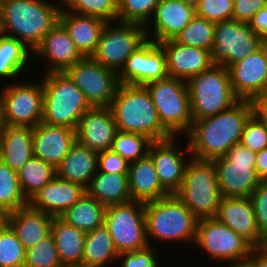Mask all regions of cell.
I'll use <instances>...</instances> for the list:
<instances>
[{"mask_svg":"<svg viewBox=\"0 0 267 267\" xmlns=\"http://www.w3.org/2000/svg\"><path fill=\"white\" fill-rule=\"evenodd\" d=\"M186 84L193 121L219 114L239 100L232 91L228 68L222 65L194 75Z\"/></svg>","mask_w":267,"mask_h":267,"instance_id":"52a82bcc","label":"cell"},{"mask_svg":"<svg viewBox=\"0 0 267 267\" xmlns=\"http://www.w3.org/2000/svg\"><path fill=\"white\" fill-rule=\"evenodd\" d=\"M253 114L250 100H238L229 109L214 116L194 120L185 135L192 158L213 160L224 156L241 142L244 125Z\"/></svg>","mask_w":267,"mask_h":267,"instance_id":"6da1fadb","label":"cell"},{"mask_svg":"<svg viewBox=\"0 0 267 267\" xmlns=\"http://www.w3.org/2000/svg\"><path fill=\"white\" fill-rule=\"evenodd\" d=\"M180 1H182L185 4L191 5L195 8L200 0H180Z\"/></svg>","mask_w":267,"mask_h":267,"instance_id":"6f0895ef","label":"cell"},{"mask_svg":"<svg viewBox=\"0 0 267 267\" xmlns=\"http://www.w3.org/2000/svg\"><path fill=\"white\" fill-rule=\"evenodd\" d=\"M253 114L267 127V91L251 100Z\"/></svg>","mask_w":267,"mask_h":267,"instance_id":"816d5d0a","label":"cell"},{"mask_svg":"<svg viewBox=\"0 0 267 267\" xmlns=\"http://www.w3.org/2000/svg\"><path fill=\"white\" fill-rule=\"evenodd\" d=\"M59 22L68 31L74 45L84 57L95 53L100 35L107 23L97 17L69 12L63 7Z\"/></svg>","mask_w":267,"mask_h":267,"instance_id":"484cf974","label":"cell"},{"mask_svg":"<svg viewBox=\"0 0 267 267\" xmlns=\"http://www.w3.org/2000/svg\"><path fill=\"white\" fill-rule=\"evenodd\" d=\"M118 255L104 224L86 233L82 267H110Z\"/></svg>","mask_w":267,"mask_h":267,"instance_id":"836d02e7","label":"cell"},{"mask_svg":"<svg viewBox=\"0 0 267 267\" xmlns=\"http://www.w3.org/2000/svg\"><path fill=\"white\" fill-rule=\"evenodd\" d=\"M264 50H265V55L267 59V40H264Z\"/></svg>","mask_w":267,"mask_h":267,"instance_id":"91938a15","label":"cell"},{"mask_svg":"<svg viewBox=\"0 0 267 267\" xmlns=\"http://www.w3.org/2000/svg\"><path fill=\"white\" fill-rule=\"evenodd\" d=\"M62 7L69 12L97 17L106 22L117 21L118 0H65Z\"/></svg>","mask_w":267,"mask_h":267,"instance_id":"f35d334b","label":"cell"},{"mask_svg":"<svg viewBox=\"0 0 267 267\" xmlns=\"http://www.w3.org/2000/svg\"><path fill=\"white\" fill-rule=\"evenodd\" d=\"M214 25L215 23L195 15L174 41L211 51L214 40Z\"/></svg>","mask_w":267,"mask_h":267,"instance_id":"74e56055","label":"cell"},{"mask_svg":"<svg viewBox=\"0 0 267 267\" xmlns=\"http://www.w3.org/2000/svg\"><path fill=\"white\" fill-rule=\"evenodd\" d=\"M264 39L250 27L249 23L236 20L216 22L214 40L210 51L214 65L228 68L260 49Z\"/></svg>","mask_w":267,"mask_h":267,"instance_id":"5bb4252c","label":"cell"},{"mask_svg":"<svg viewBox=\"0 0 267 267\" xmlns=\"http://www.w3.org/2000/svg\"><path fill=\"white\" fill-rule=\"evenodd\" d=\"M264 246L267 248V238H266V242H265V245Z\"/></svg>","mask_w":267,"mask_h":267,"instance_id":"be15d7a7","label":"cell"},{"mask_svg":"<svg viewBox=\"0 0 267 267\" xmlns=\"http://www.w3.org/2000/svg\"><path fill=\"white\" fill-rule=\"evenodd\" d=\"M118 131L141 134L151 141L172 135L162 126L145 86L120 84L110 106Z\"/></svg>","mask_w":267,"mask_h":267,"instance_id":"3957f363","label":"cell"},{"mask_svg":"<svg viewBox=\"0 0 267 267\" xmlns=\"http://www.w3.org/2000/svg\"><path fill=\"white\" fill-rule=\"evenodd\" d=\"M231 87L239 100H252L267 91V59L260 49L228 67Z\"/></svg>","mask_w":267,"mask_h":267,"instance_id":"ac0fdd59","label":"cell"},{"mask_svg":"<svg viewBox=\"0 0 267 267\" xmlns=\"http://www.w3.org/2000/svg\"><path fill=\"white\" fill-rule=\"evenodd\" d=\"M6 223V214L0 209V228Z\"/></svg>","mask_w":267,"mask_h":267,"instance_id":"680465c9","label":"cell"},{"mask_svg":"<svg viewBox=\"0 0 267 267\" xmlns=\"http://www.w3.org/2000/svg\"><path fill=\"white\" fill-rule=\"evenodd\" d=\"M145 87L158 111L162 126L172 136L183 134L185 137L193 123L186 82L168 76L150 82Z\"/></svg>","mask_w":267,"mask_h":267,"instance_id":"ba28073f","label":"cell"},{"mask_svg":"<svg viewBox=\"0 0 267 267\" xmlns=\"http://www.w3.org/2000/svg\"><path fill=\"white\" fill-rule=\"evenodd\" d=\"M195 15V8L180 0H161L145 26L146 37L156 43L174 40Z\"/></svg>","mask_w":267,"mask_h":267,"instance_id":"7402d4cb","label":"cell"},{"mask_svg":"<svg viewBox=\"0 0 267 267\" xmlns=\"http://www.w3.org/2000/svg\"><path fill=\"white\" fill-rule=\"evenodd\" d=\"M234 0H200L195 14L213 23L232 19Z\"/></svg>","mask_w":267,"mask_h":267,"instance_id":"ee69618b","label":"cell"},{"mask_svg":"<svg viewBox=\"0 0 267 267\" xmlns=\"http://www.w3.org/2000/svg\"><path fill=\"white\" fill-rule=\"evenodd\" d=\"M166 55L159 43L146 40L118 73L120 84L141 85L168 77Z\"/></svg>","mask_w":267,"mask_h":267,"instance_id":"e0dca14e","label":"cell"},{"mask_svg":"<svg viewBox=\"0 0 267 267\" xmlns=\"http://www.w3.org/2000/svg\"><path fill=\"white\" fill-rule=\"evenodd\" d=\"M215 218L246 239L254 248L263 247L250 197H222Z\"/></svg>","mask_w":267,"mask_h":267,"instance_id":"44dd1931","label":"cell"},{"mask_svg":"<svg viewBox=\"0 0 267 267\" xmlns=\"http://www.w3.org/2000/svg\"><path fill=\"white\" fill-rule=\"evenodd\" d=\"M260 233L267 238V181H261L250 195Z\"/></svg>","mask_w":267,"mask_h":267,"instance_id":"7dc6e473","label":"cell"},{"mask_svg":"<svg viewBox=\"0 0 267 267\" xmlns=\"http://www.w3.org/2000/svg\"><path fill=\"white\" fill-rule=\"evenodd\" d=\"M128 182L134 201L146 203L169 195L160 184L154 162L148 154L129 164Z\"/></svg>","mask_w":267,"mask_h":267,"instance_id":"83f0119b","label":"cell"},{"mask_svg":"<svg viewBox=\"0 0 267 267\" xmlns=\"http://www.w3.org/2000/svg\"><path fill=\"white\" fill-rule=\"evenodd\" d=\"M256 153L241 142L224 155L211 160L222 197H250L261 180L256 175Z\"/></svg>","mask_w":267,"mask_h":267,"instance_id":"9c48e42d","label":"cell"},{"mask_svg":"<svg viewBox=\"0 0 267 267\" xmlns=\"http://www.w3.org/2000/svg\"><path fill=\"white\" fill-rule=\"evenodd\" d=\"M53 218V216L32 209L28 205L7 214L6 223L27 250L51 233Z\"/></svg>","mask_w":267,"mask_h":267,"instance_id":"4316f807","label":"cell"},{"mask_svg":"<svg viewBox=\"0 0 267 267\" xmlns=\"http://www.w3.org/2000/svg\"><path fill=\"white\" fill-rule=\"evenodd\" d=\"M32 128L5 125L0 133V160L16 172L34 156Z\"/></svg>","mask_w":267,"mask_h":267,"instance_id":"f1b7e54d","label":"cell"},{"mask_svg":"<svg viewBox=\"0 0 267 267\" xmlns=\"http://www.w3.org/2000/svg\"><path fill=\"white\" fill-rule=\"evenodd\" d=\"M181 137L183 136L152 141L148 149V155L154 162L159 182L169 194H175L179 190L189 162L187 157L191 156L188 141L187 145H184L185 151L180 148L181 142L178 145V139Z\"/></svg>","mask_w":267,"mask_h":267,"instance_id":"2e32d148","label":"cell"},{"mask_svg":"<svg viewBox=\"0 0 267 267\" xmlns=\"http://www.w3.org/2000/svg\"><path fill=\"white\" fill-rule=\"evenodd\" d=\"M42 58L44 73L64 72L84 56L74 45L65 27L58 22L34 49L32 58Z\"/></svg>","mask_w":267,"mask_h":267,"instance_id":"ffe728a7","label":"cell"},{"mask_svg":"<svg viewBox=\"0 0 267 267\" xmlns=\"http://www.w3.org/2000/svg\"><path fill=\"white\" fill-rule=\"evenodd\" d=\"M224 267V264L221 265V267ZM227 267H252V265L248 261L243 262H234L227 264Z\"/></svg>","mask_w":267,"mask_h":267,"instance_id":"11a10c76","label":"cell"},{"mask_svg":"<svg viewBox=\"0 0 267 267\" xmlns=\"http://www.w3.org/2000/svg\"><path fill=\"white\" fill-rule=\"evenodd\" d=\"M256 175L261 181H267V148L256 153Z\"/></svg>","mask_w":267,"mask_h":267,"instance_id":"db71d44e","label":"cell"},{"mask_svg":"<svg viewBox=\"0 0 267 267\" xmlns=\"http://www.w3.org/2000/svg\"><path fill=\"white\" fill-rule=\"evenodd\" d=\"M24 78L10 84L5 82L0 90L3 119L7 126L35 127L42 121L44 90L42 81L28 82ZM32 82V83H31Z\"/></svg>","mask_w":267,"mask_h":267,"instance_id":"7c38bea8","label":"cell"},{"mask_svg":"<svg viewBox=\"0 0 267 267\" xmlns=\"http://www.w3.org/2000/svg\"><path fill=\"white\" fill-rule=\"evenodd\" d=\"M64 72L83 92L91 107H109L120 85L118 73L91 56L83 57Z\"/></svg>","mask_w":267,"mask_h":267,"instance_id":"9a60e30c","label":"cell"},{"mask_svg":"<svg viewBox=\"0 0 267 267\" xmlns=\"http://www.w3.org/2000/svg\"><path fill=\"white\" fill-rule=\"evenodd\" d=\"M26 250L12 228H0V267H24Z\"/></svg>","mask_w":267,"mask_h":267,"instance_id":"60d3db41","label":"cell"},{"mask_svg":"<svg viewBox=\"0 0 267 267\" xmlns=\"http://www.w3.org/2000/svg\"><path fill=\"white\" fill-rule=\"evenodd\" d=\"M184 178L175 195L198 218H215L222 198L211 160L190 156Z\"/></svg>","mask_w":267,"mask_h":267,"instance_id":"8992f818","label":"cell"},{"mask_svg":"<svg viewBox=\"0 0 267 267\" xmlns=\"http://www.w3.org/2000/svg\"><path fill=\"white\" fill-rule=\"evenodd\" d=\"M6 0H0V6L5 2Z\"/></svg>","mask_w":267,"mask_h":267,"instance_id":"94428289","label":"cell"},{"mask_svg":"<svg viewBox=\"0 0 267 267\" xmlns=\"http://www.w3.org/2000/svg\"><path fill=\"white\" fill-rule=\"evenodd\" d=\"M26 206L17 172L0 160V209L7 215Z\"/></svg>","mask_w":267,"mask_h":267,"instance_id":"8d00e7d4","label":"cell"},{"mask_svg":"<svg viewBox=\"0 0 267 267\" xmlns=\"http://www.w3.org/2000/svg\"><path fill=\"white\" fill-rule=\"evenodd\" d=\"M193 246L203 250L209 260L225 264L247 261L254 248L246 239L216 218L198 220Z\"/></svg>","mask_w":267,"mask_h":267,"instance_id":"8fae6325","label":"cell"},{"mask_svg":"<svg viewBox=\"0 0 267 267\" xmlns=\"http://www.w3.org/2000/svg\"><path fill=\"white\" fill-rule=\"evenodd\" d=\"M267 5V0H234L232 19L249 23L253 16Z\"/></svg>","mask_w":267,"mask_h":267,"instance_id":"681fc988","label":"cell"},{"mask_svg":"<svg viewBox=\"0 0 267 267\" xmlns=\"http://www.w3.org/2000/svg\"><path fill=\"white\" fill-rule=\"evenodd\" d=\"M51 233L62 267H82L86 232L54 217Z\"/></svg>","mask_w":267,"mask_h":267,"instance_id":"4dcf8cb0","label":"cell"},{"mask_svg":"<svg viewBox=\"0 0 267 267\" xmlns=\"http://www.w3.org/2000/svg\"><path fill=\"white\" fill-rule=\"evenodd\" d=\"M151 142L144 135L118 131L114 137L111 150L130 164L148 154Z\"/></svg>","mask_w":267,"mask_h":267,"instance_id":"ab89813d","label":"cell"},{"mask_svg":"<svg viewBox=\"0 0 267 267\" xmlns=\"http://www.w3.org/2000/svg\"><path fill=\"white\" fill-rule=\"evenodd\" d=\"M98 171V153L76 142L56 167V176L87 188Z\"/></svg>","mask_w":267,"mask_h":267,"instance_id":"f546056e","label":"cell"},{"mask_svg":"<svg viewBox=\"0 0 267 267\" xmlns=\"http://www.w3.org/2000/svg\"><path fill=\"white\" fill-rule=\"evenodd\" d=\"M198 220L175 194L145 203L146 236L149 246H153V240L156 244L159 241L164 243L180 240V243H187V246L194 244Z\"/></svg>","mask_w":267,"mask_h":267,"instance_id":"277c9868","label":"cell"},{"mask_svg":"<svg viewBox=\"0 0 267 267\" xmlns=\"http://www.w3.org/2000/svg\"><path fill=\"white\" fill-rule=\"evenodd\" d=\"M50 0H6L0 6V32L23 42L29 49L59 22L62 3Z\"/></svg>","mask_w":267,"mask_h":267,"instance_id":"7a4b0ae2","label":"cell"},{"mask_svg":"<svg viewBox=\"0 0 267 267\" xmlns=\"http://www.w3.org/2000/svg\"><path fill=\"white\" fill-rule=\"evenodd\" d=\"M33 51L23 42L0 32V78L9 81L21 80L28 68ZM21 74V75H20ZM17 79V80H16Z\"/></svg>","mask_w":267,"mask_h":267,"instance_id":"d6a6232c","label":"cell"},{"mask_svg":"<svg viewBox=\"0 0 267 267\" xmlns=\"http://www.w3.org/2000/svg\"><path fill=\"white\" fill-rule=\"evenodd\" d=\"M147 40L145 26L136 23L107 22L91 56L105 68L119 73L130 55Z\"/></svg>","mask_w":267,"mask_h":267,"instance_id":"4fadbf2b","label":"cell"},{"mask_svg":"<svg viewBox=\"0 0 267 267\" xmlns=\"http://www.w3.org/2000/svg\"><path fill=\"white\" fill-rule=\"evenodd\" d=\"M5 126L4 119H3V106L0 99V133L3 131Z\"/></svg>","mask_w":267,"mask_h":267,"instance_id":"9f6ffc18","label":"cell"},{"mask_svg":"<svg viewBox=\"0 0 267 267\" xmlns=\"http://www.w3.org/2000/svg\"><path fill=\"white\" fill-rule=\"evenodd\" d=\"M86 193L105 206L131 201L128 173L97 171L85 189Z\"/></svg>","mask_w":267,"mask_h":267,"instance_id":"1f68e13d","label":"cell"},{"mask_svg":"<svg viewBox=\"0 0 267 267\" xmlns=\"http://www.w3.org/2000/svg\"><path fill=\"white\" fill-rule=\"evenodd\" d=\"M104 225L116 251L131 252L149 246L146 236L145 203L131 200L106 206Z\"/></svg>","mask_w":267,"mask_h":267,"instance_id":"30bf717a","label":"cell"},{"mask_svg":"<svg viewBox=\"0 0 267 267\" xmlns=\"http://www.w3.org/2000/svg\"><path fill=\"white\" fill-rule=\"evenodd\" d=\"M43 123L76 130L82 115L91 108L83 92L65 72L42 73Z\"/></svg>","mask_w":267,"mask_h":267,"instance_id":"5b68a950","label":"cell"},{"mask_svg":"<svg viewBox=\"0 0 267 267\" xmlns=\"http://www.w3.org/2000/svg\"><path fill=\"white\" fill-rule=\"evenodd\" d=\"M129 163L112 150L98 153V171L112 173H128Z\"/></svg>","mask_w":267,"mask_h":267,"instance_id":"c3c4849f","label":"cell"},{"mask_svg":"<svg viewBox=\"0 0 267 267\" xmlns=\"http://www.w3.org/2000/svg\"><path fill=\"white\" fill-rule=\"evenodd\" d=\"M24 267H62L52 233L26 250Z\"/></svg>","mask_w":267,"mask_h":267,"instance_id":"7bdbcfd3","label":"cell"},{"mask_svg":"<svg viewBox=\"0 0 267 267\" xmlns=\"http://www.w3.org/2000/svg\"><path fill=\"white\" fill-rule=\"evenodd\" d=\"M17 175L22 194L29 201L56 177V168L33 156L17 171Z\"/></svg>","mask_w":267,"mask_h":267,"instance_id":"d590c367","label":"cell"},{"mask_svg":"<svg viewBox=\"0 0 267 267\" xmlns=\"http://www.w3.org/2000/svg\"><path fill=\"white\" fill-rule=\"evenodd\" d=\"M159 44L166 55L167 71L170 77L187 82L194 75L214 65L209 50L187 46L174 40Z\"/></svg>","mask_w":267,"mask_h":267,"instance_id":"603a6c76","label":"cell"},{"mask_svg":"<svg viewBox=\"0 0 267 267\" xmlns=\"http://www.w3.org/2000/svg\"><path fill=\"white\" fill-rule=\"evenodd\" d=\"M84 193L86 190L81 185L56 176L28 201V205L53 217H60Z\"/></svg>","mask_w":267,"mask_h":267,"instance_id":"d4e9b609","label":"cell"},{"mask_svg":"<svg viewBox=\"0 0 267 267\" xmlns=\"http://www.w3.org/2000/svg\"><path fill=\"white\" fill-rule=\"evenodd\" d=\"M33 155L55 168L76 143V131L40 122L32 128Z\"/></svg>","mask_w":267,"mask_h":267,"instance_id":"cb8c5ba5","label":"cell"},{"mask_svg":"<svg viewBox=\"0 0 267 267\" xmlns=\"http://www.w3.org/2000/svg\"><path fill=\"white\" fill-rule=\"evenodd\" d=\"M65 0H58L56 2L63 3Z\"/></svg>","mask_w":267,"mask_h":267,"instance_id":"6125c7cd","label":"cell"},{"mask_svg":"<svg viewBox=\"0 0 267 267\" xmlns=\"http://www.w3.org/2000/svg\"><path fill=\"white\" fill-rule=\"evenodd\" d=\"M75 131L76 142L99 153L111 150L118 128L110 107H91L82 115Z\"/></svg>","mask_w":267,"mask_h":267,"instance_id":"d6986e66","label":"cell"},{"mask_svg":"<svg viewBox=\"0 0 267 267\" xmlns=\"http://www.w3.org/2000/svg\"><path fill=\"white\" fill-rule=\"evenodd\" d=\"M241 143L255 153L267 148V127L254 114L244 125Z\"/></svg>","mask_w":267,"mask_h":267,"instance_id":"f6af8a7d","label":"cell"},{"mask_svg":"<svg viewBox=\"0 0 267 267\" xmlns=\"http://www.w3.org/2000/svg\"><path fill=\"white\" fill-rule=\"evenodd\" d=\"M247 261L252 267H267V248L265 246L253 248Z\"/></svg>","mask_w":267,"mask_h":267,"instance_id":"f5cc1de1","label":"cell"},{"mask_svg":"<svg viewBox=\"0 0 267 267\" xmlns=\"http://www.w3.org/2000/svg\"><path fill=\"white\" fill-rule=\"evenodd\" d=\"M161 0H118L117 21L146 26Z\"/></svg>","mask_w":267,"mask_h":267,"instance_id":"b9f144b4","label":"cell"},{"mask_svg":"<svg viewBox=\"0 0 267 267\" xmlns=\"http://www.w3.org/2000/svg\"><path fill=\"white\" fill-rule=\"evenodd\" d=\"M105 210L104 204L84 193L60 218L87 233L104 224Z\"/></svg>","mask_w":267,"mask_h":267,"instance_id":"e575fe53","label":"cell"},{"mask_svg":"<svg viewBox=\"0 0 267 267\" xmlns=\"http://www.w3.org/2000/svg\"><path fill=\"white\" fill-rule=\"evenodd\" d=\"M156 249H158L157 246L156 248L148 246L137 251L119 253L117 263H120L121 267H161Z\"/></svg>","mask_w":267,"mask_h":267,"instance_id":"bcb514c9","label":"cell"},{"mask_svg":"<svg viewBox=\"0 0 267 267\" xmlns=\"http://www.w3.org/2000/svg\"><path fill=\"white\" fill-rule=\"evenodd\" d=\"M249 24L255 33L267 40V5L253 16Z\"/></svg>","mask_w":267,"mask_h":267,"instance_id":"f907efd6","label":"cell"}]
</instances>
